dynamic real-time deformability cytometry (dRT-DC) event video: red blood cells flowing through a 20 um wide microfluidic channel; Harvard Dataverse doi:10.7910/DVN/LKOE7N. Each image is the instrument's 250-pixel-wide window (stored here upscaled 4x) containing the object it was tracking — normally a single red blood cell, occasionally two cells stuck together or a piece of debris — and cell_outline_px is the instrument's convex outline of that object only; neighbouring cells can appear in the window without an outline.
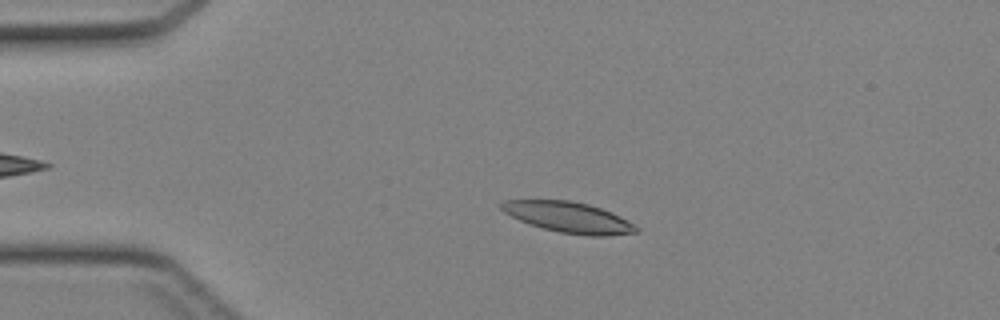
{"species": "Egyptian fruit bat (a non-hibernating species)", "species_latin": "Rousettus aegyptiacus", "temperature_condition": "cold", "stored_images_in_passage": 44, "camera_frame_rate_fps": 3000, "um_per_image_px": 0.085, "animal": {"sex": "female"}, "frame": {"image": 1, "passage_image": 10, "time_ms": 3.0, "image_size_px": [1000, 320], "cell_outline_px": [[640, 228], [636, 232], [608, 236], [588, 236], [560, 232], [528, 224], [504, 212], [500, 208], [500, 204], [504, 200], [572, 200], [588, 204], [612, 212], [628, 220]], "centroid_in_image_um": [48.35, 18.47], "position_along_channel_um": 36.7, "area_um2": 24.1}}
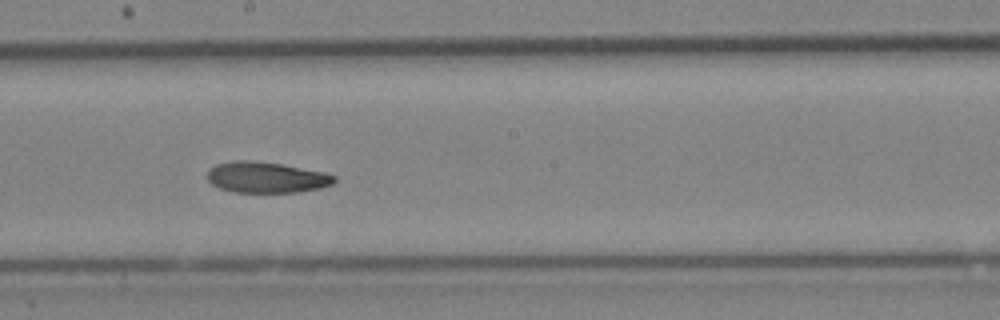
{"frame": {"image": 2, "passage_image": 25, "time_ms": 8.0, "image_size_px": [1000, 320], "cell_outline_px": [[336, 180], [332, 184], [320, 188], [300, 192], [232, 192], [220, 188], [212, 184], [208, 180], [208, 168], [216, 164], [232, 160], [252, 160], [280, 164], [324, 172], [336, 176]], "centroid_in_image_um": [22.62, 15.07], "position_along_channel_um": 225.6, "area_um2": 22.95}}
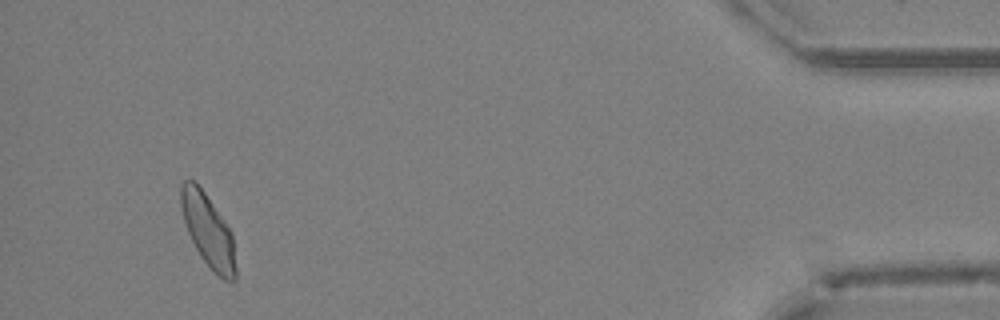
{"frame": {"image": 3, "passage_image": 42, "time_ms": 13.667, "image_size_px": [1000, 320], "cell_outline_px": [[236, 280], [224, 280], [200, 256], [188, 232], [184, 220], [180, 204], [180, 184], [184, 180], [192, 180], [204, 192], [224, 220], [232, 232], [236, 268]], "centroid_in_image_um": [17.68, 19.58], "position_along_channel_um": 417.5, "area_um2": 22.72}}